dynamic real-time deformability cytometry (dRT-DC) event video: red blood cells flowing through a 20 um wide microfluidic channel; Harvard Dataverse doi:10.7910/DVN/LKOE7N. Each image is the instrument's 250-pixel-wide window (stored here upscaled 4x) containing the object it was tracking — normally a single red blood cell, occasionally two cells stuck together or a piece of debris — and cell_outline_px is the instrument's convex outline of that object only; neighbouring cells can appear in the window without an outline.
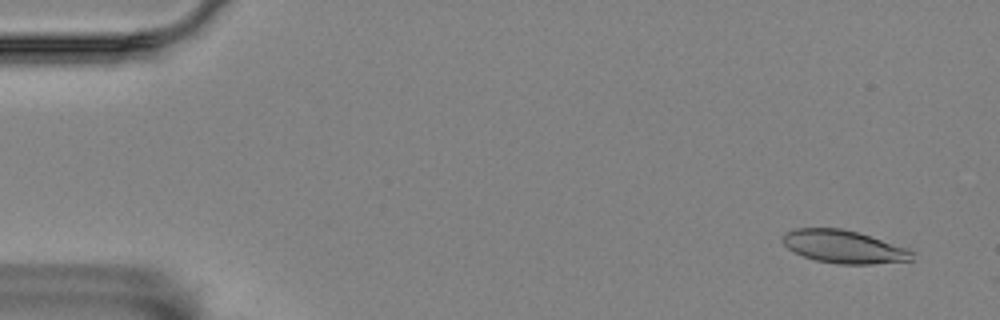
{"species": "Egyptian fruit bat (a non-hibernating species)", "species_latin": "Rousettus aegyptiacus", "temperature_condition": "room temperature", "stored_images_in_passage": 57, "camera_frame_rate_fps": 3000, "um_per_image_px": 0.085, "animal": {"sex": "female"}, "frame": {"image": 1, "passage_image": 4, "time_ms": 1.0, "image_size_px": [1000, 320], "cell_outline_px": [[916, 260], [872, 264], [836, 264], [816, 260], [792, 252], [780, 240], [788, 232], [796, 228], [840, 228], [856, 232], [908, 248], [912, 252]], "centroid_in_image_um": [71.73, 20.99], "position_along_channel_um": 13.3, "area_um2": 24.74}}
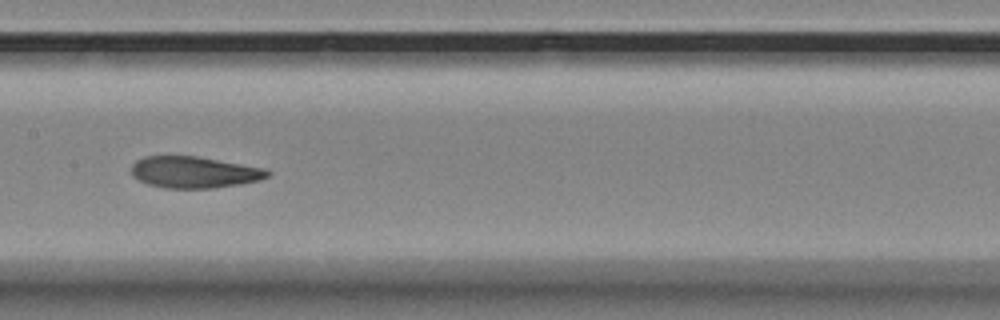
{"frame": {"image": 2, "passage_image": 29, "time_ms": 9.333, "image_size_px": [1000, 320], "cell_outline_px": [[272, 172], [268, 176], [260, 180], [212, 188], [164, 188], [148, 184], [132, 176], [132, 164], [136, 160], [144, 156], [196, 156], [264, 168]], "centroid_in_image_um": [16.48, 14.63], "position_along_channel_um": 190.9, "area_um2": 24.8}}
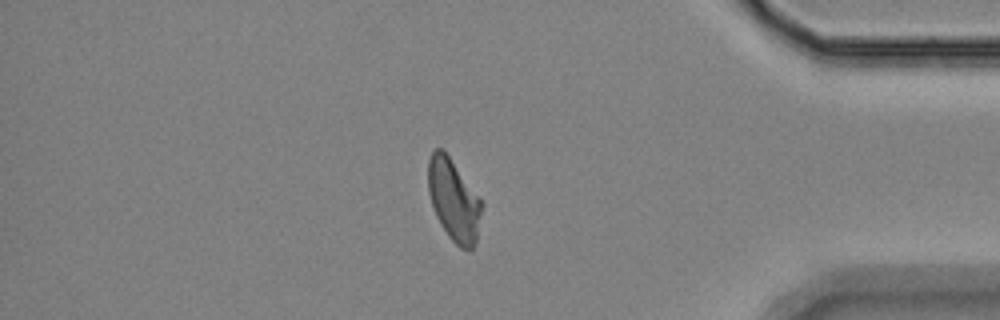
{"frame": {"image": 3, "passage_image": 49, "time_ms": 16.0, "image_size_px": [1000, 320], "cell_outline_px": [[484, 204], [476, 240], [472, 248], [468, 252], [460, 248], [448, 236], [440, 224], [436, 216], [428, 192], [428, 160], [432, 152], [436, 148], [440, 148], [448, 156]], "centroid_in_image_um": [38.57, 17.06], "position_along_channel_um": 396.6, "area_um2": 25.26}, "authors_computed_cell_mechanics": {"area_um2": 25.3164, "velocity_mm_per_s": 3.5167, "shape_relaxation_time_tau1_ms": null, "shape_relaxation_time_tau2_ms": 2.5761, "deformation_change_tau1": null, "deformation_change_tau2": 0.0985}}